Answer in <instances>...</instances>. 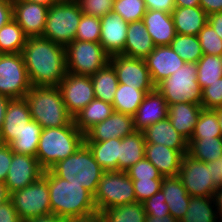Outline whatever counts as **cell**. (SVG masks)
<instances>
[{
	"label": "cell",
	"instance_id": "6da1fadb",
	"mask_svg": "<svg viewBox=\"0 0 222 222\" xmlns=\"http://www.w3.org/2000/svg\"><path fill=\"white\" fill-rule=\"evenodd\" d=\"M31 86H58L67 74L65 46L44 37H28L22 50Z\"/></svg>",
	"mask_w": 222,
	"mask_h": 222
},
{
	"label": "cell",
	"instance_id": "7a4b0ae2",
	"mask_svg": "<svg viewBox=\"0 0 222 222\" xmlns=\"http://www.w3.org/2000/svg\"><path fill=\"white\" fill-rule=\"evenodd\" d=\"M51 214L75 219L97 214L94 195L81 185L57 177L48 169Z\"/></svg>",
	"mask_w": 222,
	"mask_h": 222
},
{
	"label": "cell",
	"instance_id": "3957f363",
	"mask_svg": "<svg viewBox=\"0 0 222 222\" xmlns=\"http://www.w3.org/2000/svg\"><path fill=\"white\" fill-rule=\"evenodd\" d=\"M84 143V134L74 120L67 126L42 129L36 158L44 170L74 154Z\"/></svg>",
	"mask_w": 222,
	"mask_h": 222
},
{
	"label": "cell",
	"instance_id": "277c9868",
	"mask_svg": "<svg viewBox=\"0 0 222 222\" xmlns=\"http://www.w3.org/2000/svg\"><path fill=\"white\" fill-rule=\"evenodd\" d=\"M25 99L31 118L43 129L67 126L74 120L68 113L57 86H32Z\"/></svg>",
	"mask_w": 222,
	"mask_h": 222
},
{
	"label": "cell",
	"instance_id": "5b68a950",
	"mask_svg": "<svg viewBox=\"0 0 222 222\" xmlns=\"http://www.w3.org/2000/svg\"><path fill=\"white\" fill-rule=\"evenodd\" d=\"M50 170L57 177L81 185L93 195L96 193L98 183L104 173L85 143L74 154L58 161Z\"/></svg>",
	"mask_w": 222,
	"mask_h": 222
},
{
	"label": "cell",
	"instance_id": "8992f818",
	"mask_svg": "<svg viewBox=\"0 0 222 222\" xmlns=\"http://www.w3.org/2000/svg\"><path fill=\"white\" fill-rule=\"evenodd\" d=\"M155 88L163 95L168 105L180 102L201 105L202 90L197 81L196 63L185 62L181 68L158 83Z\"/></svg>",
	"mask_w": 222,
	"mask_h": 222
},
{
	"label": "cell",
	"instance_id": "52a82bcc",
	"mask_svg": "<svg viewBox=\"0 0 222 222\" xmlns=\"http://www.w3.org/2000/svg\"><path fill=\"white\" fill-rule=\"evenodd\" d=\"M82 14L78 2H56L48 9L45 29L41 37L67 46L75 40Z\"/></svg>",
	"mask_w": 222,
	"mask_h": 222
},
{
	"label": "cell",
	"instance_id": "ba28073f",
	"mask_svg": "<svg viewBox=\"0 0 222 222\" xmlns=\"http://www.w3.org/2000/svg\"><path fill=\"white\" fill-rule=\"evenodd\" d=\"M136 202L133 183L126 172L104 171L94 194L98 213L108 208Z\"/></svg>",
	"mask_w": 222,
	"mask_h": 222
},
{
	"label": "cell",
	"instance_id": "9c48e42d",
	"mask_svg": "<svg viewBox=\"0 0 222 222\" xmlns=\"http://www.w3.org/2000/svg\"><path fill=\"white\" fill-rule=\"evenodd\" d=\"M10 200L23 222L51 214L48 170L29 186L11 193Z\"/></svg>",
	"mask_w": 222,
	"mask_h": 222
},
{
	"label": "cell",
	"instance_id": "30bf717a",
	"mask_svg": "<svg viewBox=\"0 0 222 222\" xmlns=\"http://www.w3.org/2000/svg\"><path fill=\"white\" fill-rule=\"evenodd\" d=\"M67 72L92 76L110 62L99 42L74 40L65 46Z\"/></svg>",
	"mask_w": 222,
	"mask_h": 222
},
{
	"label": "cell",
	"instance_id": "8fae6325",
	"mask_svg": "<svg viewBox=\"0 0 222 222\" xmlns=\"http://www.w3.org/2000/svg\"><path fill=\"white\" fill-rule=\"evenodd\" d=\"M31 87L22 53L0 54V94L21 99Z\"/></svg>",
	"mask_w": 222,
	"mask_h": 222
},
{
	"label": "cell",
	"instance_id": "7c38bea8",
	"mask_svg": "<svg viewBox=\"0 0 222 222\" xmlns=\"http://www.w3.org/2000/svg\"><path fill=\"white\" fill-rule=\"evenodd\" d=\"M178 177L190 196L213 197L218 186L211 178V165L185 154Z\"/></svg>",
	"mask_w": 222,
	"mask_h": 222
},
{
	"label": "cell",
	"instance_id": "4fadbf2b",
	"mask_svg": "<svg viewBox=\"0 0 222 222\" xmlns=\"http://www.w3.org/2000/svg\"><path fill=\"white\" fill-rule=\"evenodd\" d=\"M68 113L74 118L93 99L95 93L90 76L77 75L67 72L57 86Z\"/></svg>",
	"mask_w": 222,
	"mask_h": 222
},
{
	"label": "cell",
	"instance_id": "5bb4252c",
	"mask_svg": "<svg viewBox=\"0 0 222 222\" xmlns=\"http://www.w3.org/2000/svg\"><path fill=\"white\" fill-rule=\"evenodd\" d=\"M117 75L118 83L127 84L140 90H154L145 59L125 55H114L109 62Z\"/></svg>",
	"mask_w": 222,
	"mask_h": 222
},
{
	"label": "cell",
	"instance_id": "9a60e30c",
	"mask_svg": "<svg viewBox=\"0 0 222 222\" xmlns=\"http://www.w3.org/2000/svg\"><path fill=\"white\" fill-rule=\"evenodd\" d=\"M44 173L36 157L12 152V162L5 180L8 192L23 189Z\"/></svg>",
	"mask_w": 222,
	"mask_h": 222
},
{
	"label": "cell",
	"instance_id": "2e32d148",
	"mask_svg": "<svg viewBox=\"0 0 222 222\" xmlns=\"http://www.w3.org/2000/svg\"><path fill=\"white\" fill-rule=\"evenodd\" d=\"M135 131L133 116L113 111L104 121L94 125L84 134V142H102L124 138Z\"/></svg>",
	"mask_w": 222,
	"mask_h": 222
},
{
	"label": "cell",
	"instance_id": "e0dca14e",
	"mask_svg": "<svg viewBox=\"0 0 222 222\" xmlns=\"http://www.w3.org/2000/svg\"><path fill=\"white\" fill-rule=\"evenodd\" d=\"M101 33L99 43L104 51L111 57L124 55L128 22L120 15L110 12L100 18Z\"/></svg>",
	"mask_w": 222,
	"mask_h": 222
},
{
	"label": "cell",
	"instance_id": "ac0fdd59",
	"mask_svg": "<svg viewBox=\"0 0 222 222\" xmlns=\"http://www.w3.org/2000/svg\"><path fill=\"white\" fill-rule=\"evenodd\" d=\"M12 4L13 19L24 33L28 37L42 36L49 7L27 1H12Z\"/></svg>",
	"mask_w": 222,
	"mask_h": 222
},
{
	"label": "cell",
	"instance_id": "d6986e66",
	"mask_svg": "<svg viewBox=\"0 0 222 222\" xmlns=\"http://www.w3.org/2000/svg\"><path fill=\"white\" fill-rule=\"evenodd\" d=\"M145 61L151 81L155 86L185 64V61L170 45L155 46Z\"/></svg>",
	"mask_w": 222,
	"mask_h": 222
},
{
	"label": "cell",
	"instance_id": "ffe728a7",
	"mask_svg": "<svg viewBox=\"0 0 222 222\" xmlns=\"http://www.w3.org/2000/svg\"><path fill=\"white\" fill-rule=\"evenodd\" d=\"M168 117V104L155 88L148 92L133 116L135 131H144L150 125Z\"/></svg>",
	"mask_w": 222,
	"mask_h": 222
},
{
	"label": "cell",
	"instance_id": "44dd1931",
	"mask_svg": "<svg viewBox=\"0 0 222 222\" xmlns=\"http://www.w3.org/2000/svg\"><path fill=\"white\" fill-rule=\"evenodd\" d=\"M31 120L27 100L25 98L11 99L7 105L4 122L0 129L3 144L9 145Z\"/></svg>",
	"mask_w": 222,
	"mask_h": 222
},
{
	"label": "cell",
	"instance_id": "7402d4cb",
	"mask_svg": "<svg viewBox=\"0 0 222 222\" xmlns=\"http://www.w3.org/2000/svg\"><path fill=\"white\" fill-rule=\"evenodd\" d=\"M145 142L162 144L179 151L183 156L188 151V140L172 126L168 117L147 127L144 131Z\"/></svg>",
	"mask_w": 222,
	"mask_h": 222
},
{
	"label": "cell",
	"instance_id": "603a6c76",
	"mask_svg": "<svg viewBox=\"0 0 222 222\" xmlns=\"http://www.w3.org/2000/svg\"><path fill=\"white\" fill-rule=\"evenodd\" d=\"M142 20L155 46L170 45L177 34L171 13L147 10Z\"/></svg>",
	"mask_w": 222,
	"mask_h": 222
},
{
	"label": "cell",
	"instance_id": "cb8c5ba5",
	"mask_svg": "<svg viewBox=\"0 0 222 222\" xmlns=\"http://www.w3.org/2000/svg\"><path fill=\"white\" fill-rule=\"evenodd\" d=\"M144 155L163 177L178 176L183 159L179 151L162 144L146 143Z\"/></svg>",
	"mask_w": 222,
	"mask_h": 222
},
{
	"label": "cell",
	"instance_id": "d4e9b609",
	"mask_svg": "<svg viewBox=\"0 0 222 222\" xmlns=\"http://www.w3.org/2000/svg\"><path fill=\"white\" fill-rule=\"evenodd\" d=\"M202 109V105L195 103L168 105V119L176 131L189 141Z\"/></svg>",
	"mask_w": 222,
	"mask_h": 222
},
{
	"label": "cell",
	"instance_id": "484cf974",
	"mask_svg": "<svg viewBox=\"0 0 222 222\" xmlns=\"http://www.w3.org/2000/svg\"><path fill=\"white\" fill-rule=\"evenodd\" d=\"M161 190L169 207V213L180 221L188 210L191 197L181 179L178 176L163 177Z\"/></svg>",
	"mask_w": 222,
	"mask_h": 222
},
{
	"label": "cell",
	"instance_id": "4316f807",
	"mask_svg": "<svg viewBox=\"0 0 222 222\" xmlns=\"http://www.w3.org/2000/svg\"><path fill=\"white\" fill-rule=\"evenodd\" d=\"M155 48L143 20L129 22L124 46V55L145 59Z\"/></svg>",
	"mask_w": 222,
	"mask_h": 222
},
{
	"label": "cell",
	"instance_id": "83f0119b",
	"mask_svg": "<svg viewBox=\"0 0 222 222\" xmlns=\"http://www.w3.org/2000/svg\"><path fill=\"white\" fill-rule=\"evenodd\" d=\"M177 34L195 35L208 23V15L200 7H175L171 12Z\"/></svg>",
	"mask_w": 222,
	"mask_h": 222
},
{
	"label": "cell",
	"instance_id": "f1b7e54d",
	"mask_svg": "<svg viewBox=\"0 0 222 222\" xmlns=\"http://www.w3.org/2000/svg\"><path fill=\"white\" fill-rule=\"evenodd\" d=\"M104 171H119L120 138L102 142H84Z\"/></svg>",
	"mask_w": 222,
	"mask_h": 222
},
{
	"label": "cell",
	"instance_id": "f546056e",
	"mask_svg": "<svg viewBox=\"0 0 222 222\" xmlns=\"http://www.w3.org/2000/svg\"><path fill=\"white\" fill-rule=\"evenodd\" d=\"M145 138L142 131H134L121 139L119 171H127L132 165L142 160L145 155Z\"/></svg>",
	"mask_w": 222,
	"mask_h": 222
},
{
	"label": "cell",
	"instance_id": "4dcf8cb0",
	"mask_svg": "<svg viewBox=\"0 0 222 222\" xmlns=\"http://www.w3.org/2000/svg\"><path fill=\"white\" fill-rule=\"evenodd\" d=\"M113 111L112 104L95 98L74 117L75 126L85 134L94 125L108 118Z\"/></svg>",
	"mask_w": 222,
	"mask_h": 222
},
{
	"label": "cell",
	"instance_id": "1f68e13d",
	"mask_svg": "<svg viewBox=\"0 0 222 222\" xmlns=\"http://www.w3.org/2000/svg\"><path fill=\"white\" fill-rule=\"evenodd\" d=\"M153 90H140L127 84L119 83L114 94L113 110L134 116L148 92Z\"/></svg>",
	"mask_w": 222,
	"mask_h": 222
},
{
	"label": "cell",
	"instance_id": "d6a6232c",
	"mask_svg": "<svg viewBox=\"0 0 222 222\" xmlns=\"http://www.w3.org/2000/svg\"><path fill=\"white\" fill-rule=\"evenodd\" d=\"M90 78L93 83L95 98L113 104L114 94L119 85L114 67L108 63Z\"/></svg>",
	"mask_w": 222,
	"mask_h": 222
},
{
	"label": "cell",
	"instance_id": "836d02e7",
	"mask_svg": "<svg viewBox=\"0 0 222 222\" xmlns=\"http://www.w3.org/2000/svg\"><path fill=\"white\" fill-rule=\"evenodd\" d=\"M187 155L202 162H213L222 157V137L190 139Z\"/></svg>",
	"mask_w": 222,
	"mask_h": 222
},
{
	"label": "cell",
	"instance_id": "e575fe53",
	"mask_svg": "<svg viewBox=\"0 0 222 222\" xmlns=\"http://www.w3.org/2000/svg\"><path fill=\"white\" fill-rule=\"evenodd\" d=\"M214 204L213 197L191 196L188 210L180 222H217V220H221L216 208L213 209Z\"/></svg>",
	"mask_w": 222,
	"mask_h": 222
},
{
	"label": "cell",
	"instance_id": "d590c367",
	"mask_svg": "<svg viewBox=\"0 0 222 222\" xmlns=\"http://www.w3.org/2000/svg\"><path fill=\"white\" fill-rule=\"evenodd\" d=\"M42 127L33 119L10 144L12 152L36 157Z\"/></svg>",
	"mask_w": 222,
	"mask_h": 222
},
{
	"label": "cell",
	"instance_id": "8d00e7d4",
	"mask_svg": "<svg viewBox=\"0 0 222 222\" xmlns=\"http://www.w3.org/2000/svg\"><path fill=\"white\" fill-rule=\"evenodd\" d=\"M27 38L23 29L12 19L0 28V54L22 53Z\"/></svg>",
	"mask_w": 222,
	"mask_h": 222
},
{
	"label": "cell",
	"instance_id": "74e56055",
	"mask_svg": "<svg viewBox=\"0 0 222 222\" xmlns=\"http://www.w3.org/2000/svg\"><path fill=\"white\" fill-rule=\"evenodd\" d=\"M100 214L104 222H145L147 216L139 202L108 208Z\"/></svg>",
	"mask_w": 222,
	"mask_h": 222
},
{
	"label": "cell",
	"instance_id": "f35d334b",
	"mask_svg": "<svg viewBox=\"0 0 222 222\" xmlns=\"http://www.w3.org/2000/svg\"><path fill=\"white\" fill-rule=\"evenodd\" d=\"M196 66L201 90L222 77V56L203 54Z\"/></svg>",
	"mask_w": 222,
	"mask_h": 222
},
{
	"label": "cell",
	"instance_id": "ab89813d",
	"mask_svg": "<svg viewBox=\"0 0 222 222\" xmlns=\"http://www.w3.org/2000/svg\"><path fill=\"white\" fill-rule=\"evenodd\" d=\"M170 47L185 61L197 63L203 56L200 41L195 35L176 34Z\"/></svg>",
	"mask_w": 222,
	"mask_h": 222
},
{
	"label": "cell",
	"instance_id": "60d3db41",
	"mask_svg": "<svg viewBox=\"0 0 222 222\" xmlns=\"http://www.w3.org/2000/svg\"><path fill=\"white\" fill-rule=\"evenodd\" d=\"M222 137L217 113L213 109H202L190 139Z\"/></svg>",
	"mask_w": 222,
	"mask_h": 222
},
{
	"label": "cell",
	"instance_id": "b9f144b4",
	"mask_svg": "<svg viewBox=\"0 0 222 222\" xmlns=\"http://www.w3.org/2000/svg\"><path fill=\"white\" fill-rule=\"evenodd\" d=\"M147 9L143 0H115L113 12L120 15L126 22L143 19Z\"/></svg>",
	"mask_w": 222,
	"mask_h": 222
},
{
	"label": "cell",
	"instance_id": "7bdbcfd3",
	"mask_svg": "<svg viewBox=\"0 0 222 222\" xmlns=\"http://www.w3.org/2000/svg\"><path fill=\"white\" fill-rule=\"evenodd\" d=\"M101 33L100 18L82 14L77 27L75 40L99 42Z\"/></svg>",
	"mask_w": 222,
	"mask_h": 222
},
{
	"label": "cell",
	"instance_id": "ee69618b",
	"mask_svg": "<svg viewBox=\"0 0 222 222\" xmlns=\"http://www.w3.org/2000/svg\"><path fill=\"white\" fill-rule=\"evenodd\" d=\"M203 54L222 56V39L207 23L197 34Z\"/></svg>",
	"mask_w": 222,
	"mask_h": 222
},
{
	"label": "cell",
	"instance_id": "f6af8a7d",
	"mask_svg": "<svg viewBox=\"0 0 222 222\" xmlns=\"http://www.w3.org/2000/svg\"><path fill=\"white\" fill-rule=\"evenodd\" d=\"M125 172L131 180L163 179L162 174L145 157Z\"/></svg>",
	"mask_w": 222,
	"mask_h": 222
},
{
	"label": "cell",
	"instance_id": "bcb514c9",
	"mask_svg": "<svg viewBox=\"0 0 222 222\" xmlns=\"http://www.w3.org/2000/svg\"><path fill=\"white\" fill-rule=\"evenodd\" d=\"M115 0H79L78 4L83 14L102 18L113 12Z\"/></svg>",
	"mask_w": 222,
	"mask_h": 222
},
{
	"label": "cell",
	"instance_id": "7dc6e473",
	"mask_svg": "<svg viewBox=\"0 0 222 222\" xmlns=\"http://www.w3.org/2000/svg\"><path fill=\"white\" fill-rule=\"evenodd\" d=\"M163 179L132 180L136 202L143 203L161 189Z\"/></svg>",
	"mask_w": 222,
	"mask_h": 222
},
{
	"label": "cell",
	"instance_id": "c3c4849f",
	"mask_svg": "<svg viewBox=\"0 0 222 222\" xmlns=\"http://www.w3.org/2000/svg\"><path fill=\"white\" fill-rule=\"evenodd\" d=\"M203 109L222 107V77L202 90Z\"/></svg>",
	"mask_w": 222,
	"mask_h": 222
},
{
	"label": "cell",
	"instance_id": "681fc988",
	"mask_svg": "<svg viewBox=\"0 0 222 222\" xmlns=\"http://www.w3.org/2000/svg\"><path fill=\"white\" fill-rule=\"evenodd\" d=\"M147 216H166L170 215L169 207L165 202L163 191L160 189L152 197L143 202Z\"/></svg>",
	"mask_w": 222,
	"mask_h": 222
},
{
	"label": "cell",
	"instance_id": "f907efd6",
	"mask_svg": "<svg viewBox=\"0 0 222 222\" xmlns=\"http://www.w3.org/2000/svg\"><path fill=\"white\" fill-rule=\"evenodd\" d=\"M11 162L12 150L9 145L3 144L0 147V181L5 182Z\"/></svg>",
	"mask_w": 222,
	"mask_h": 222
},
{
	"label": "cell",
	"instance_id": "816d5d0a",
	"mask_svg": "<svg viewBox=\"0 0 222 222\" xmlns=\"http://www.w3.org/2000/svg\"><path fill=\"white\" fill-rule=\"evenodd\" d=\"M0 222H23L10 199L0 205Z\"/></svg>",
	"mask_w": 222,
	"mask_h": 222
},
{
	"label": "cell",
	"instance_id": "f5cc1de1",
	"mask_svg": "<svg viewBox=\"0 0 222 222\" xmlns=\"http://www.w3.org/2000/svg\"><path fill=\"white\" fill-rule=\"evenodd\" d=\"M147 10H159L171 13L175 8V0H143Z\"/></svg>",
	"mask_w": 222,
	"mask_h": 222
},
{
	"label": "cell",
	"instance_id": "db71d44e",
	"mask_svg": "<svg viewBox=\"0 0 222 222\" xmlns=\"http://www.w3.org/2000/svg\"><path fill=\"white\" fill-rule=\"evenodd\" d=\"M13 19L12 0H0V28Z\"/></svg>",
	"mask_w": 222,
	"mask_h": 222
},
{
	"label": "cell",
	"instance_id": "11a10c76",
	"mask_svg": "<svg viewBox=\"0 0 222 222\" xmlns=\"http://www.w3.org/2000/svg\"><path fill=\"white\" fill-rule=\"evenodd\" d=\"M200 7L207 15L222 12V0H200Z\"/></svg>",
	"mask_w": 222,
	"mask_h": 222
},
{
	"label": "cell",
	"instance_id": "9f6ffc18",
	"mask_svg": "<svg viewBox=\"0 0 222 222\" xmlns=\"http://www.w3.org/2000/svg\"><path fill=\"white\" fill-rule=\"evenodd\" d=\"M211 165V178L213 182L218 186L222 187V157L209 162Z\"/></svg>",
	"mask_w": 222,
	"mask_h": 222
},
{
	"label": "cell",
	"instance_id": "6f0895ef",
	"mask_svg": "<svg viewBox=\"0 0 222 222\" xmlns=\"http://www.w3.org/2000/svg\"><path fill=\"white\" fill-rule=\"evenodd\" d=\"M208 23L213 27L214 31L222 39V12L208 15Z\"/></svg>",
	"mask_w": 222,
	"mask_h": 222
},
{
	"label": "cell",
	"instance_id": "680465c9",
	"mask_svg": "<svg viewBox=\"0 0 222 222\" xmlns=\"http://www.w3.org/2000/svg\"><path fill=\"white\" fill-rule=\"evenodd\" d=\"M25 222H68V219L58 216L56 214H49V215L29 219V220H26Z\"/></svg>",
	"mask_w": 222,
	"mask_h": 222
},
{
	"label": "cell",
	"instance_id": "91938a15",
	"mask_svg": "<svg viewBox=\"0 0 222 222\" xmlns=\"http://www.w3.org/2000/svg\"><path fill=\"white\" fill-rule=\"evenodd\" d=\"M215 207L222 222V187H218L213 195Z\"/></svg>",
	"mask_w": 222,
	"mask_h": 222
},
{
	"label": "cell",
	"instance_id": "94428289",
	"mask_svg": "<svg viewBox=\"0 0 222 222\" xmlns=\"http://www.w3.org/2000/svg\"><path fill=\"white\" fill-rule=\"evenodd\" d=\"M10 100H11V98L0 94V129H1L2 124L4 122L7 105Z\"/></svg>",
	"mask_w": 222,
	"mask_h": 222
},
{
	"label": "cell",
	"instance_id": "6125c7cd",
	"mask_svg": "<svg viewBox=\"0 0 222 222\" xmlns=\"http://www.w3.org/2000/svg\"><path fill=\"white\" fill-rule=\"evenodd\" d=\"M145 222H180L175 219L171 214L166 216H146Z\"/></svg>",
	"mask_w": 222,
	"mask_h": 222
},
{
	"label": "cell",
	"instance_id": "be15d7a7",
	"mask_svg": "<svg viewBox=\"0 0 222 222\" xmlns=\"http://www.w3.org/2000/svg\"><path fill=\"white\" fill-rule=\"evenodd\" d=\"M68 222H104L100 213L85 218L68 219Z\"/></svg>",
	"mask_w": 222,
	"mask_h": 222
},
{
	"label": "cell",
	"instance_id": "e7e4bbea",
	"mask_svg": "<svg viewBox=\"0 0 222 222\" xmlns=\"http://www.w3.org/2000/svg\"><path fill=\"white\" fill-rule=\"evenodd\" d=\"M200 6V0H175V7H196Z\"/></svg>",
	"mask_w": 222,
	"mask_h": 222
},
{
	"label": "cell",
	"instance_id": "03108f58",
	"mask_svg": "<svg viewBox=\"0 0 222 222\" xmlns=\"http://www.w3.org/2000/svg\"><path fill=\"white\" fill-rule=\"evenodd\" d=\"M10 199V193L8 192L7 186L3 181H0V205Z\"/></svg>",
	"mask_w": 222,
	"mask_h": 222
},
{
	"label": "cell",
	"instance_id": "003e7915",
	"mask_svg": "<svg viewBox=\"0 0 222 222\" xmlns=\"http://www.w3.org/2000/svg\"><path fill=\"white\" fill-rule=\"evenodd\" d=\"M12 1H27V2L41 4V5H44V6L50 8L52 5H54L59 0H12Z\"/></svg>",
	"mask_w": 222,
	"mask_h": 222
},
{
	"label": "cell",
	"instance_id": "a7ac6f4b",
	"mask_svg": "<svg viewBox=\"0 0 222 222\" xmlns=\"http://www.w3.org/2000/svg\"><path fill=\"white\" fill-rule=\"evenodd\" d=\"M217 113V118L219 122L220 131L222 134V107L213 109Z\"/></svg>",
	"mask_w": 222,
	"mask_h": 222
},
{
	"label": "cell",
	"instance_id": "89a4df30",
	"mask_svg": "<svg viewBox=\"0 0 222 222\" xmlns=\"http://www.w3.org/2000/svg\"><path fill=\"white\" fill-rule=\"evenodd\" d=\"M61 2H78L79 0H59Z\"/></svg>",
	"mask_w": 222,
	"mask_h": 222
},
{
	"label": "cell",
	"instance_id": "2644e50d",
	"mask_svg": "<svg viewBox=\"0 0 222 222\" xmlns=\"http://www.w3.org/2000/svg\"><path fill=\"white\" fill-rule=\"evenodd\" d=\"M3 145L2 139L0 137V147Z\"/></svg>",
	"mask_w": 222,
	"mask_h": 222
}]
</instances>
